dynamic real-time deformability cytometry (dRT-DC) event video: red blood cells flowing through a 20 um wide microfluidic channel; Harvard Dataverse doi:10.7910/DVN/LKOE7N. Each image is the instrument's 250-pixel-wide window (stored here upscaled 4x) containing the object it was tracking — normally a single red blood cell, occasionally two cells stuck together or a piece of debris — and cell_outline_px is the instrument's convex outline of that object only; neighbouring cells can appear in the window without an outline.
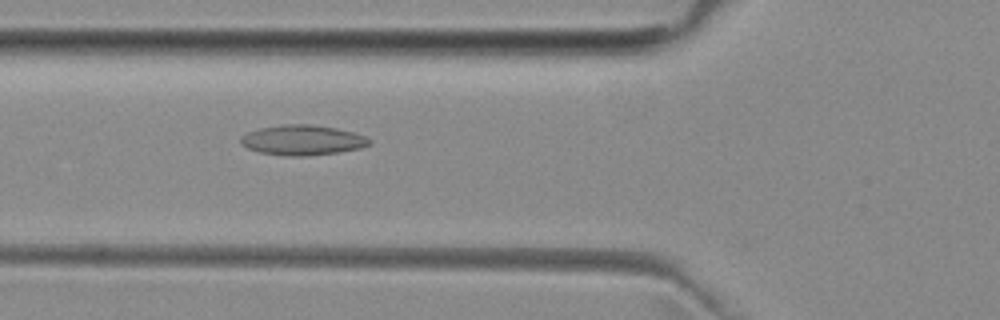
{"species": "common noctule bat (a hibernating species)", "species_latin": "Nyctalus noctula", "temperature_condition": "room temperature", "stored_images_in_passage": 6, "camera_frame_rate_fps": 3000, "um_per_image_px": 0.085, "animal": {"sex": "female", "body_mass_g": 29.2, "forearm_length_mm": 56.3}, "frame": {"image": 1, "passage_image": 6, "time_ms": 6.0, "image_size_px": [1000, 320], "cell_outline_px": [[372, 144], [360, 148], [336, 152], [308, 156], [288, 156], [260, 152], [248, 148], [240, 144], [240, 136], [248, 132], [260, 128], [284, 124], [312, 124], [336, 128], [352, 132], [364, 136], [372, 140]], "centroid_in_image_um": [25.7, 11.9], "position_along_channel_um": 100.1, "area_um2": 22.54}}